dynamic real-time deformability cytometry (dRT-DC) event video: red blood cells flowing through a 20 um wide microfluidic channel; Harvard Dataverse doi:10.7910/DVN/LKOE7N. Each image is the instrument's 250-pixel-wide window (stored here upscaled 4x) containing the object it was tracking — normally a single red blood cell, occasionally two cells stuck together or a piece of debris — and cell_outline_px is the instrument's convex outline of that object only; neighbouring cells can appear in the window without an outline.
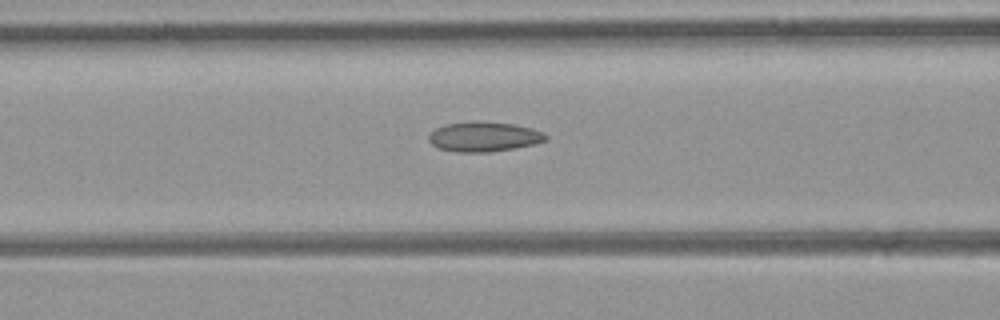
{"species": "common noctule bat (a hibernating species)", "species_latin": "Nyctalus noctula", "temperature_condition": "room temperature", "stored_images_in_passage": 5, "segment_of_instrument_passage": [2, 2], "camera_frame_rate_fps": 3000, "um_per_image_px": 0.085, "animal": {"sex": "female", "body_mass_g": 21.9}, "frame": {"image": 1, "passage_image": 5, "time_ms": 1.333, "image_size_px": [1000, 320], "cell_outline_px": [[548, 140], [536, 144], [516, 148], [492, 152], [456, 152], [440, 148], [432, 144], [428, 140], [428, 136], [436, 128], [444, 124], [468, 120], [476, 120], [512, 124], [532, 128], [544, 132], [548, 136]], "centroid_in_image_um": [41.16, 11.61], "position_along_channel_um": 125.4, "area_um2": 20.75}}